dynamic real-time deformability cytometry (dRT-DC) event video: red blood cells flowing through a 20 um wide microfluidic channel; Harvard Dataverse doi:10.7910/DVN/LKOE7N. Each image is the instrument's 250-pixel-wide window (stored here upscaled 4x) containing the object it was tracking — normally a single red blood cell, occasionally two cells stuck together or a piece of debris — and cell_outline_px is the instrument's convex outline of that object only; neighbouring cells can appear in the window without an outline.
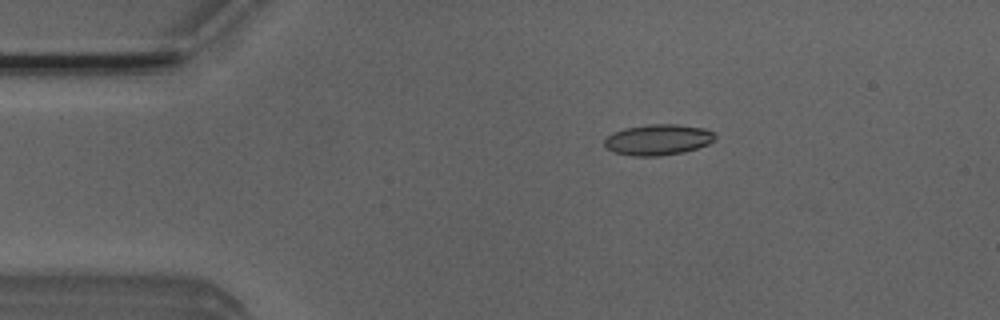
{"species": "Egyptian fruit bat (a non-hibernating species)", "species_latin": "Rousettus aegyptiacus", "temperature_condition": "room temperature", "stored_images_in_passage": 5, "camera_frame_rate_fps": 3000, "um_per_image_px": 0.085, "animal": {"sex": "male"}, "frame": {"image": 1, "passage_image": 3, "time_ms": 0.667, "image_size_px": [1000, 320], "cell_outline_px": [[716, 140], [708, 144], [684, 152], [660, 156], [632, 156], [612, 152], [604, 144], [604, 140], [612, 132], [624, 128], [648, 124], [676, 124], [704, 128], [712, 132], [716, 136]], "centroid_in_image_um": [55.92, 11.87], "position_along_channel_um": 29.1, "area_um2": 20.0}}